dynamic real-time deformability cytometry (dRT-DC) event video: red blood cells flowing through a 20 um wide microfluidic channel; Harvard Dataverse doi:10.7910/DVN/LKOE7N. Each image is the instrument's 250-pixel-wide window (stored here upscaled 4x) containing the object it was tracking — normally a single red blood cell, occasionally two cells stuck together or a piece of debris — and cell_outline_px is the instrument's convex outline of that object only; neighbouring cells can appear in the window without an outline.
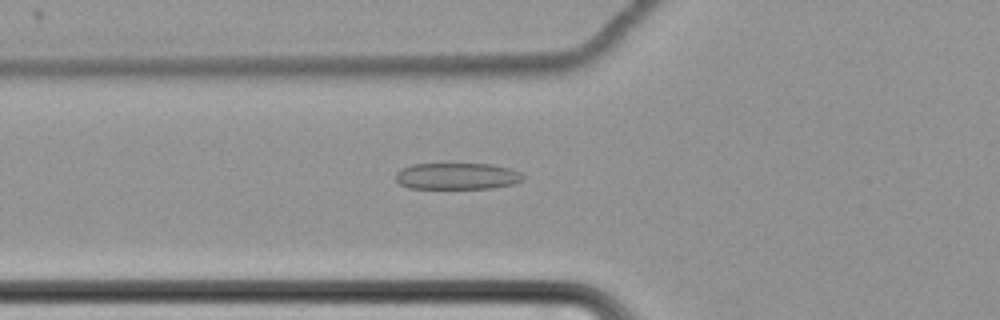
{"species": "common noctule bat (a hibernating species)", "species_latin": "Nyctalus noctula", "temperature_condition": "cold", "stored_images_in_passage": 52, "camera_frame_rate_fps": 3000, "um_per_image_px": 0.085, "animal": {"sex": "female", "body_mass_g": 22.7, "forearm_length_mm": 54.2}, "frame": {"image": 1, "passage_image": 14, "time_ms": 4.333, "image_size_px": [1000, 320], "cell_outline_px": [[524, 180], [512, 184], [492, 188], [408, 188], [400, 184], [396, 180], [396, 172], [400, 168], [412, 164], [492, 164], [512, 168], [520, 172], [524, 176]], "centroid_in_image_um": [38.86, 14.96], "position_along_channel_um": 86.9, "area_um2": 19.83}}
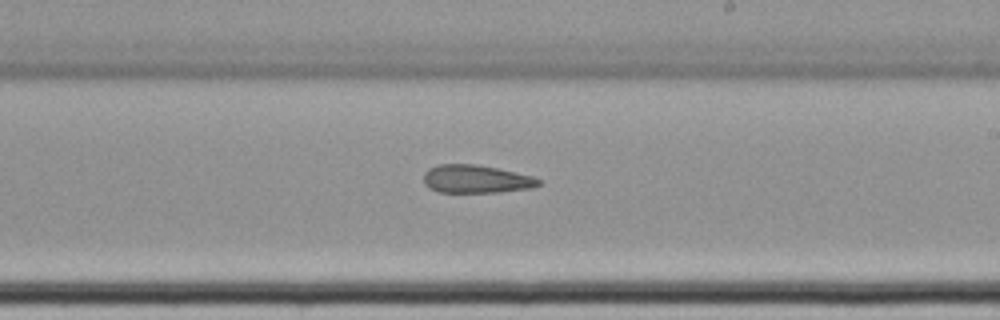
{"frame": {"image": 2, "passage_image": 28, "time_ms": 9.0, "image_size_px": [1000, 320], "cell_outline_px": [[540, 184], [532, 188], [500, 192], [440, 192], [428, 188], [424, 184], [424, 172], [428, 168], [440, 164], [476, 164], [496, 168], [532, 176], [540, 180]], "centroid_in_image_um": [40.43, 15.22], "position_along_channel_um": 248.6, "area_um2": 18.79}}
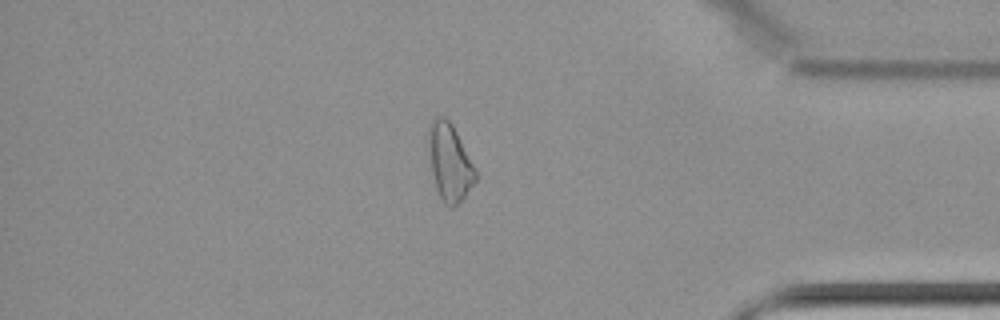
{"frame": {"image": 3, "passage_image": 43, "time_ms": 14.0, "image_size_px": [1000, 320], "cell_outline_px": [[476, 180], [464, 196], [452, 208], [448, 208], [444, 204], [436, 188], [432, 172], [428, 144], [428, 124], [436, 116], [444, 116], [452, 124], [476, 168]], "centroid_in_image_um": [38.21, 13.77], "position_along_channel_um": 397.0, "area_um2": 20.98}, "authors_computed_cell_mechanics": {"area_um2": 20.7502, "velocity_mm_per_s": 3.4618, "shape_relaxation_time_tau1_ms": null, "shape_relaxation_time_tau2_ms": 7.3905, "deformation_change_tau1": null, "deformation_change_tau2": 0.1822}}